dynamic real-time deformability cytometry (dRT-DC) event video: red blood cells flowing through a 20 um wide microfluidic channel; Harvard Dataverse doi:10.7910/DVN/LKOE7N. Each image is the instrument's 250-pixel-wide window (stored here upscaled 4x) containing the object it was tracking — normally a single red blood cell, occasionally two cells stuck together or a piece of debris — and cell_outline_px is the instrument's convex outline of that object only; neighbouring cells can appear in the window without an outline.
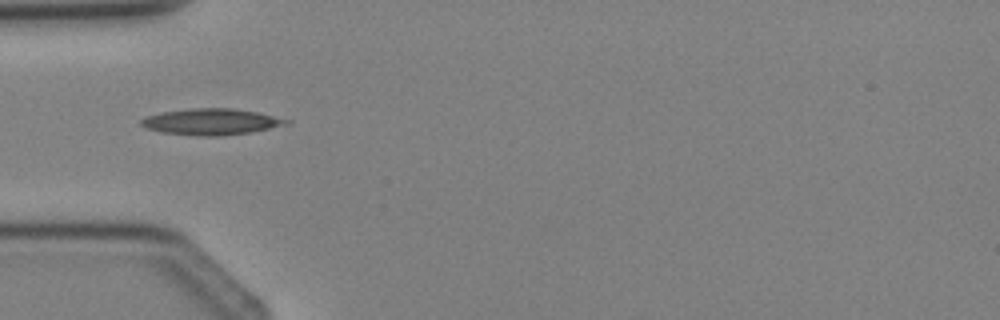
{"species": "Egyptian fruit bat (a non-hibernating species)", "species_latin": "Rousettus aegyptiacus", "temperature_condition": "cold", "stored_images_in_passage": 5, "camera_frame_rate_fps": 3000, "um_per_image_px": 0.085, "animal": {"sex": "female"}, "frame": {"image": 1, "passage_image": 5, "time_ms": 4.667, "image_size_px": [1000, 320], "cell_outline_px": [[292, 124], [252, 132], [224, 136], [200, 136], [164, 132], [144, 128], [140, 124], [140, 120], [144, 116], [164, 112], [192, 108], [232, 108], [256, 112], [292, 120]], "centroid_in_image_um": [18.0, 10.35], "position_along_channel_um": 67.0, "area_um2": 22.37}}